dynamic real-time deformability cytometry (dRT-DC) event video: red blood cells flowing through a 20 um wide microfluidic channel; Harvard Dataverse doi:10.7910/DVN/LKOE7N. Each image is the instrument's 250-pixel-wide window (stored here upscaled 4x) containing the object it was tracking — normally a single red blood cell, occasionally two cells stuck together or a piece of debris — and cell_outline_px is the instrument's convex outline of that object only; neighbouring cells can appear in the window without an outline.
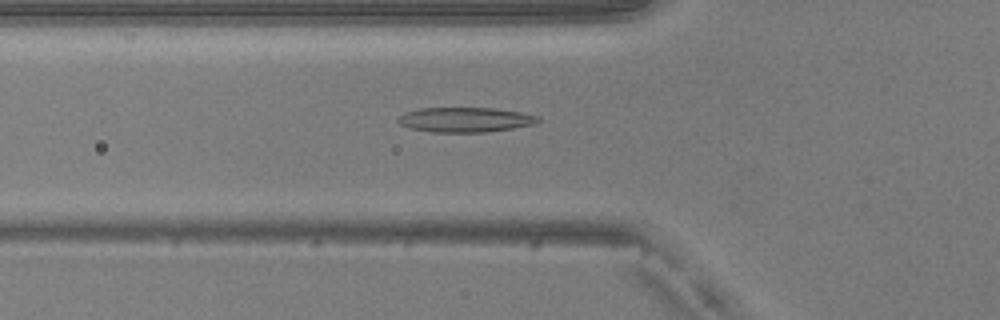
{"species": "common noctule bat (a hibernating species)", "species_latin": "Nyctalus noctula", "temperature_condition": "warm", "stored_images_in_passage": 49, "camera_frame_rate_fps": 3000, "um_per_image_px": 0.085, "animal": {"sex": "male", "body_mass_g": 20.5, "forearm_length_mm": 52.5}, "frame": {"image": 1, "passage_image": 17, "time_ms": 5.333, "image_size_px": [1000, 320], "cell_outline_px": [[540, 120], [532, 124], [512, 128], [484, 132], [432, 132], [408, 128], [400, 124], [396, 120], [404, 112], [420, 108], [496, 108], [520, 112], [536, 116]], "centroid_in_image_um": [39.47, 10.17], "position_along_channel_um": 86.3, "area_um2": 20.11}}
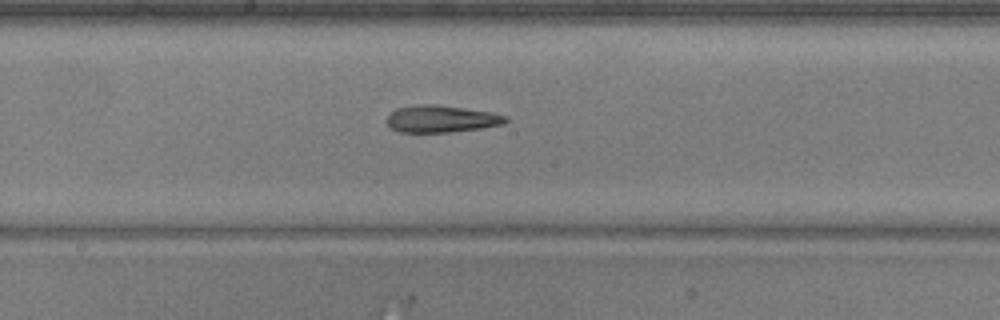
{"frame": {"image": 2, "passage_image": 26, "time_ms": 8.333, "image_size_px": [1000, 320], "cell_outline_px": [[508, 120], [504, 124], [480, 128], [448, 132], [400, 132], [392, 128], [388, 124], [388, 116], [396, 108], [416, 104], [432, 104], [492, 112], [508, 116]], "centroid_in_image_um": [37.53, 10.1], "position_along_channel_um": 210.7, "area_um2": 18.55}}
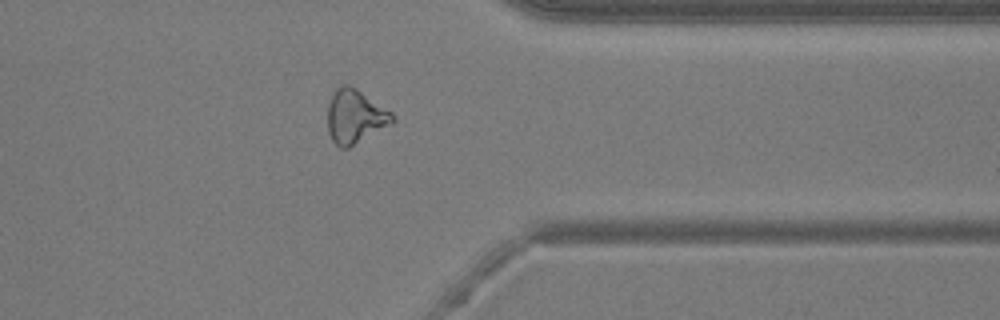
{"frame": {"image": 3, "passage_image": 39, "time_ms": 12.667, "image_size_px": [1000, 320], "cell_outline_px": [[396, 120], [392, 124], [348, 148], [340, 148], [332, 140], [328, 132], [328, 104], [336, 88], [344, 84], [348, 84], [356, 88], [392, 112], [396, 116]], "centroid_in_image_um": [30.2, 9.91], "position_along_channel_um": 381.2, "area_um2": 20.35}, "authors_computed_cell_mechanics": {"area_um2": 20.2878, "velocity_mm_per_s": 4.111, "shape_relaxation_time_tau1_ms": null, "shape_relaxation_time_tau2_ms": 4.6277, "deformation_change_tau1": null, "deformation_change_tau2": 0.1678}}